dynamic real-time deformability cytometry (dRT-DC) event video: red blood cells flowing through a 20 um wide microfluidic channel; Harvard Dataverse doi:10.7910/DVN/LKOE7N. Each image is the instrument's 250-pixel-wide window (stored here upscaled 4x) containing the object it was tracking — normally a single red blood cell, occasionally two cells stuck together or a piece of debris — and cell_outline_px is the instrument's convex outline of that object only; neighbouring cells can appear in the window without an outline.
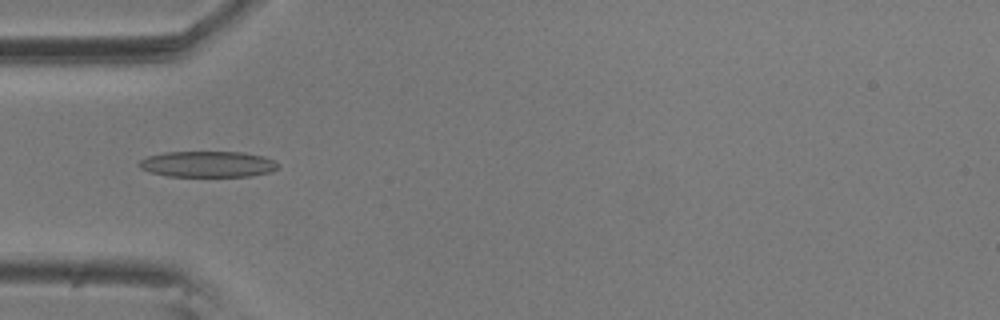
{"species": "common noctule bat (a hibernating species)", "species_latin": "Nyctalus noctula", "temperature_condition": "room temperature", "stored_images_in_passage": 10, "camera_frame_rate_fps": 3000, "um_per_image_px": 0.085, "animal": {"sex": "male", "body_mass_g": 20.5, "forearm_length_mm": 52.5}, "frame": {"image": 1, "passage_image": 4, "time_ms": 1.0, "image_size_px": [1000, 320], "cell_outline_px": [[280, 168], [272, 172], [252, 176], [168, 176], [148, 172], [140, 168], [136, 164], [140, 160], [148, 156], [164, 152], [244, 152], [264, 156], [280, 164]], "centroid_in_image_um": [17.67, 13.95], "position_along_channel_um": 67.3, "area_um2": 21.33}}
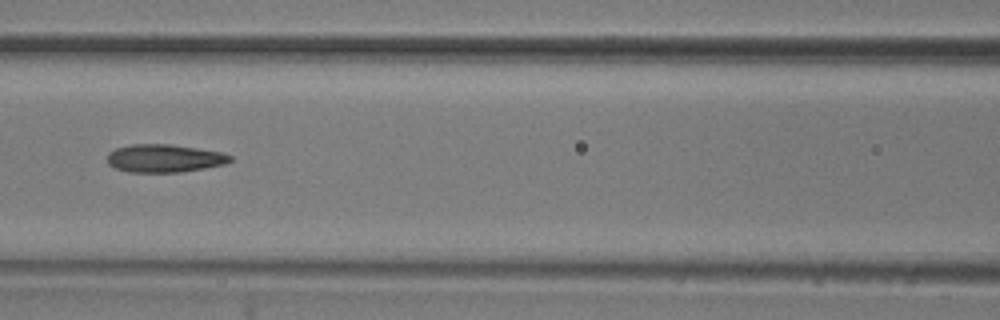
{"frame": {"image": 2, "passage_image": 6, "time_ms": 1.667, "image_size_px": [1000, 320], "cell_outline_px": [[232, 160], [224, 164], [204, 168], [180, 172], [128, 172], [116, 168], [108, 164], [108, 152], [116, 148], [132, 144], [168, 144], [224, 152], [232, 156]], "centroid_in_image_um": [13.97, 13.45], "position_along_channel_um": 152.6, "area_um2": 20.0}}
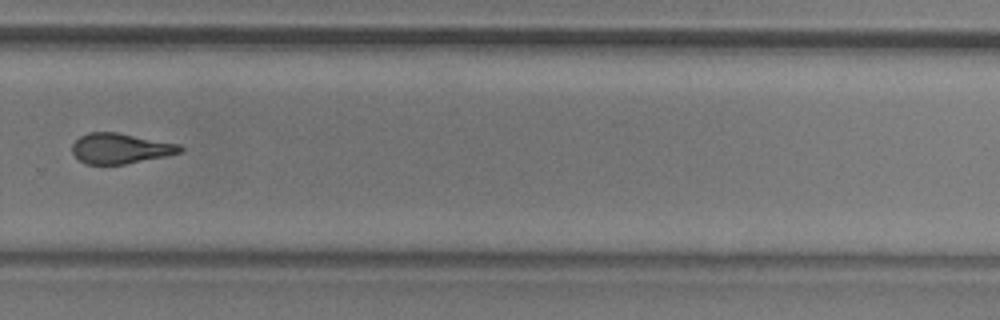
{"frame": {"image": 3, "passage_image": 10, "time_ms": 3.0, "image_size_px": [1000, 320], "cell_outline_px": [[184, 152], [168, 156], [124, 164], [84, 164], [72, 152], [72, 144], [80, 136], [88, 132], [116, 132], [180, 144], [184, 148]], "centroid_in_image_um": [10.27, 12.62], "position_along_channel_um": 319.5, "area_um2": 19.19}}